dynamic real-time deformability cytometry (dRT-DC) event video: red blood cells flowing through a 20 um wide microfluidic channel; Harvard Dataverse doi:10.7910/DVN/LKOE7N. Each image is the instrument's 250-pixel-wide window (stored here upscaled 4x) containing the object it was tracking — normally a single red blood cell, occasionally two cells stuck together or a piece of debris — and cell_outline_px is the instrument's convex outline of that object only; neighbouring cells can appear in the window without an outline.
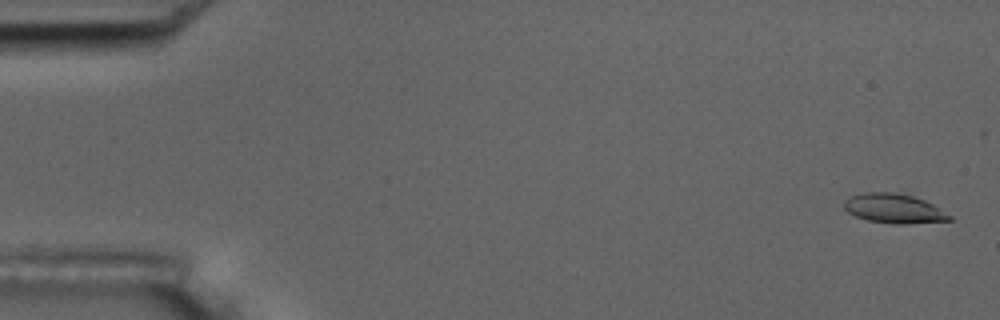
{"species": "common noctule bat (a hibernating species)", "species_latin": "Nyctalus noctula", "temperature_condition": "room temperature", "stored_images_in_passage": 8, "camera_frame_rate_fps": 3000, "um_per_image_px": 0.085, "animal": {"sex": "male", "body_mass_g": 17.5, "forearm_length_mm": 52.3}, "frame": {"image": 1, "passage_image": 1, "time_ms": 0.0, "image_size_px": [1000, 320], "cell_outline_px": [[952, 220], [908, 224], [892, 224], [868, 220], [856, 216], [848, 212], [844, 208], [844, 200], [852, 196], [864, 192], [904, 188], [932, 204], [952, 216]], "centroid_in_image_um": [76.01, 17.65], "position_along_channel_um": 9.0, "area_um2": 19.13}}
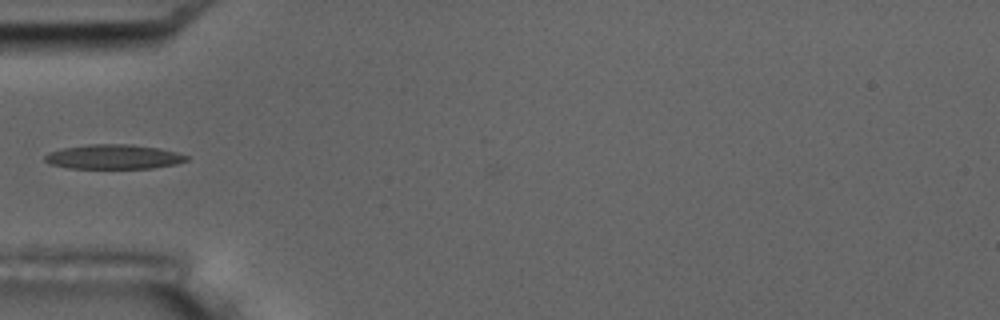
{"frame": {"image": 2, "passage_image": 5, "time_ms": 5.667, "image_size_px": [1000, 320], "cell_outline_px": [[188, 160], [176, 164], [152, 168], [68, 168], [48, 164], [44, 160], [44, 156], [48, 152], [64, 148], [88, 144], [132, 144], [160, 148], [176, 152], [188, 156]], "centroid_in_image_um": [9.64, 13.32], "position_along_channel_um": 75.4, "area_um2": 20.35}}
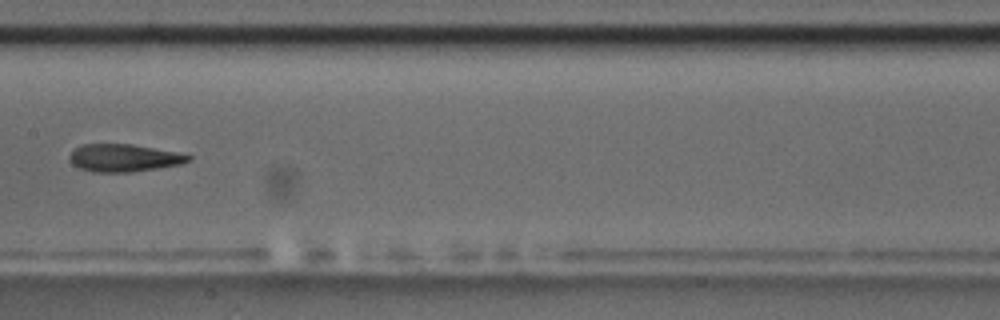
{"frame": {"image": 3, "passage_image": 8, "time_ms": 9.0, "image_size_px": [1000, 320], "cell_outline_px": [[192, 160], [180, 164], [132, 172], [92, 172], [80, 168], [72, 164], [68, 156], [76, 148], [84, 144], [132, 144], [176, 152], [192, 156]], "centroid_in_image_um": [10.52, 13.42], "position_along_channel_um": 196.9, "area_um2": 18.96}}